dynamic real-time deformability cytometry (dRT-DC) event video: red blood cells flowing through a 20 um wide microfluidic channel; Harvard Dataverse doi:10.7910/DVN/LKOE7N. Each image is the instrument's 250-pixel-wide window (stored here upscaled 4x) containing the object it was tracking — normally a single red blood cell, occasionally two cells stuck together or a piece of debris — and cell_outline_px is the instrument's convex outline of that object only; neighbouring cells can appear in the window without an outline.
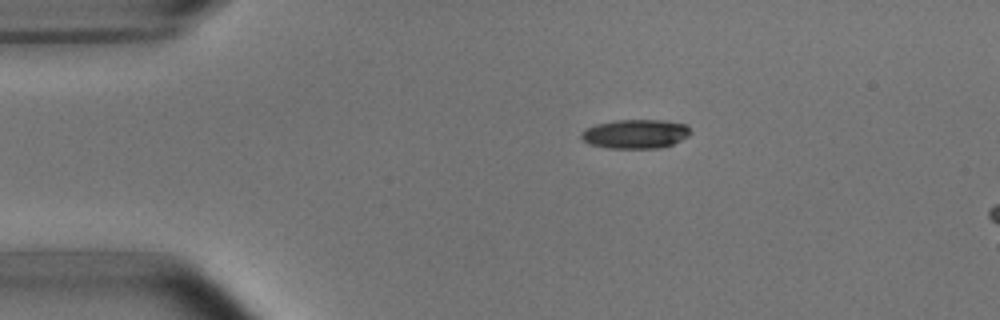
{"species": "common noctule bat (a hibernating species)", "species_latin": "Nyctalus noctula", "temperature_condition": "room temperature", "stored_images_in_passage": 3, "camera_frame_rate_fps": 3000, "um_per_image_px": 0.085, "animal": {"sex": "male", "body_mass_g": 15.6}, "frame": {"image": 1, "passage_image": 1, "time_ms": 0.0, "image_size_px": [1000, 320], "cell_outline_px": [[692, 132], [688, 136], [672, 144], [660, 148], [608, 148], [588, 144], [580, 136], [580, 132], [584, 128], [596, 124], [616, 120], [664, 120], [688, 124]], "centroid_in_image_um": [54.01, 11.37], "position_along_channel_um": 31.0, "area_um2": 18.73}}